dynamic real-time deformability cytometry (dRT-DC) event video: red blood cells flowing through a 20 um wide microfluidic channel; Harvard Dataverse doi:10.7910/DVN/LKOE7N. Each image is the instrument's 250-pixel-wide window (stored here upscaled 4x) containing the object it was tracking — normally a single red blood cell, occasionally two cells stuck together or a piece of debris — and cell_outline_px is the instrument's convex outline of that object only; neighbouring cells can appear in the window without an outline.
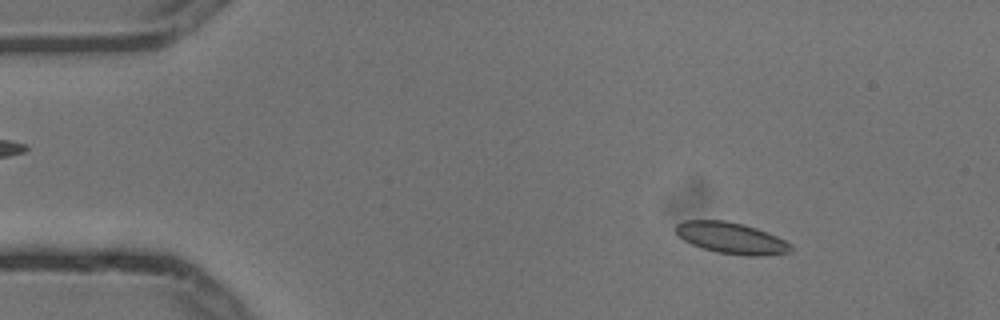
{"species": "common noctule bat (a hibernating species)", "species_latin": "Nyctalus noctula", "temperature_condition": "cold", "stored_images_in_passage": 6, "camera_frame_rate_fps": 3000, "um_per_image_px": 0.085, "animal": {"sex": "male", "body_mass_g": 13.3}, "frame": {"image": 1, "passage_image": 2, "time_ms": 0.333, "image_size_px": [1000, 320], "cell_outline_px": [[792, 252], [764, 256], [744, 256], [716, 252], [700, 248], [684, 240], [676, 232], [676, 224], [684, 220], [724, 220], [744, 224], [768, 232], [792, 244]], "centroid_in_image_um": [62.19, 20.24], "position_along_channel_um": 22.8, "area_um2": 21.21}}